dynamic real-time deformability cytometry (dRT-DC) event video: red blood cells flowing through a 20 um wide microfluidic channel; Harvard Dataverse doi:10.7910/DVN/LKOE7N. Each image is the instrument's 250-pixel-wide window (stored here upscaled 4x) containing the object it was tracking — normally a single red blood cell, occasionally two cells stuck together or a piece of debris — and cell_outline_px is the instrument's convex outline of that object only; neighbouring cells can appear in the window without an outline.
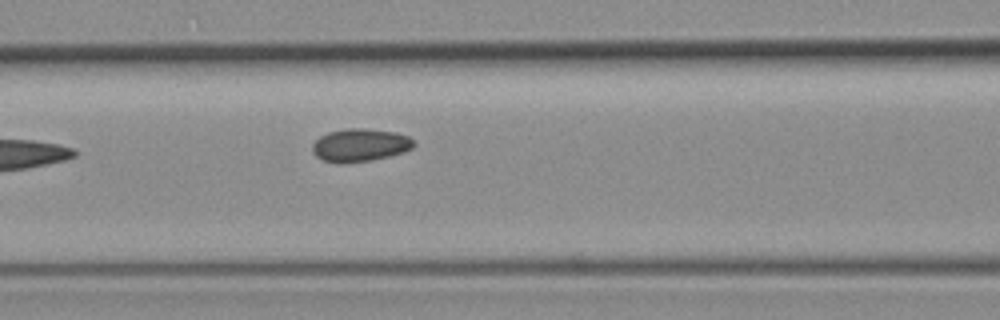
{"species": "common noctule bat (a hibernating species)", "species_latin": "Nyctalus noctula", "temperature_condition": "room temperature", "stored_images_in_passage": 4, "camera_frame_rate_fps": 3000, "um_per_image_px": 0.085, "animal": {"sex": "female", "body_mass_g": 19.3, "forearm_length_mm": 54.1}, "frame": {"image": 1, "passage_image": 4, "time_ms": 3.667, "image_size_px": [1000, 320], "cell_outline_px": [[416, 144], [412, 148], [404, 152], [372, 160], [344, 164], [336, 164], [324, 160], [316, 156], [312, 152], [312, 144], [320, 136], [328, 132], [348, 128], [364, 128], [396, 132], [408, 136]], "centroid_in_image_um": [30.59, 12.34], "position_along_channel_um": 136.0, "area_um2": 19.65}}